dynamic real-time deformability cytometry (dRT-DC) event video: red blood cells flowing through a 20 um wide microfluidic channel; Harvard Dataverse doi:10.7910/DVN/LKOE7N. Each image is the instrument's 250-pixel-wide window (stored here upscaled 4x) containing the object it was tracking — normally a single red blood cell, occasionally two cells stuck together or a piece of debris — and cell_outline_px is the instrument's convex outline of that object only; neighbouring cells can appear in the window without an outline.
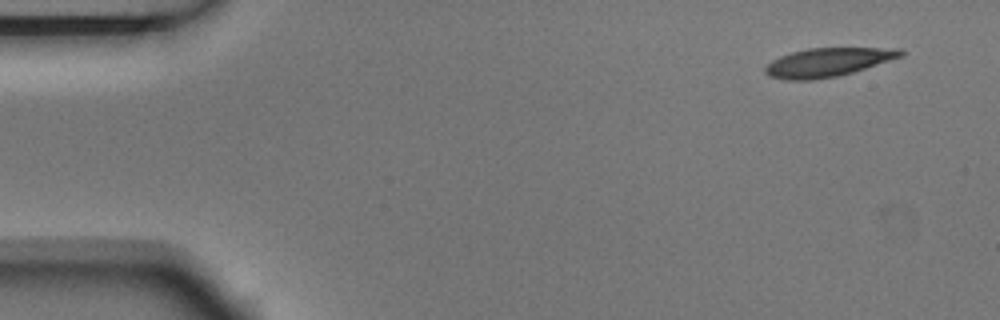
{"species": "Egyptian fruit bat (a non-hibernating species)", "species_latin": "Rousettus aegyptiacus", "temperature_condition": "room temperature", "stored_images_in_passage": 5, "segment_of_instrument_passage": [1, 2], "camera_frame_rate_fps": 3000, "um_per_image_px": 0.085, "animal": {"sex": "male"}, "frame": {"image": 1, "passage_image": 1, "time_ms": 0.0, "image_size_px": [1000, 320], "cell_outline_px": [[904, 56], [852, 72], [836, 76], [812, 80], [788, 80], [768, 76], [764, 72], [764, 68], [772, 60], [780, 56], [792, 52], [808, 48], [900, 48], [904, 52]], "centroid_in_image_um": [70.35, 5.29], "position_along_channel_um": 14.6, "area_um2": 22.54}}